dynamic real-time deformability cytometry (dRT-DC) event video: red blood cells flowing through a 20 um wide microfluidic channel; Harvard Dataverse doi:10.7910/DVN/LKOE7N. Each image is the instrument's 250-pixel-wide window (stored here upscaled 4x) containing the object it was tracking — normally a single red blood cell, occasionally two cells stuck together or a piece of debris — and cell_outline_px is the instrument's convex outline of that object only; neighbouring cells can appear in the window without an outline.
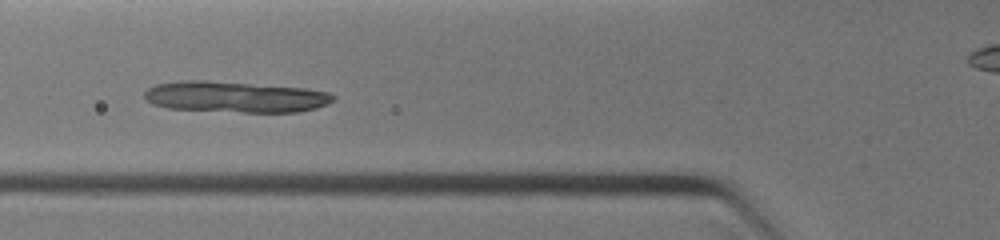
{"species": "common noctule bat (a hibernating species)", "species_latin": "Nyctalus noctula", "temperature_condition": "warm", "stored_images_in_passage": 18, "segment_of_instrument_passage": [1, 2], "camera_frame_rate_fps": 3000, "um_per_image_px": 0.085, "animal": {"sex": "female", "body_mass_g": 19.0, "forearm_length_mm": 51.5}, "frame": {"image": 1, "passage_image": 13, "time_ms": 4.0, "image_size_px": [1000, 240], "cell_outline_px": [[336, 96], [328, 104], [316, 108], [296, 112], [244, 112], [168, 108], [152, 104], [144, 100], [144, 92], [148, 88], [156, 84], [180, 80], [208, 80], [308, 88], [328, 92]], "centroid_in_image_um": [19.98, 8.22], "position_along_channel_um": 105.8, "area_um2": 34.39}}
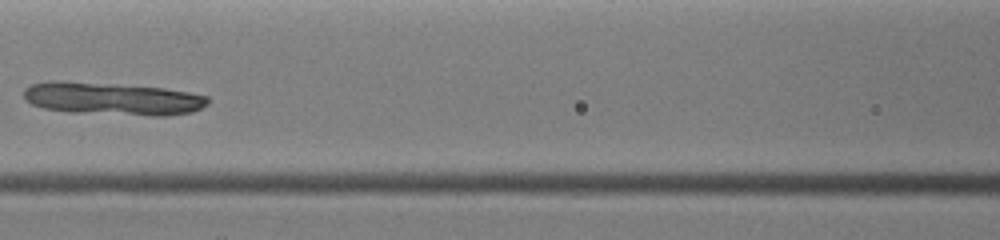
{"frame": {"image": 2, "passage_image": 16, "time_ms": 5.0, "image_size_px": [1000, 240], "cell_outline_px": [[208, 104], [192, 112], [164, 116], [152, 116], [68, 112], [44, 108], [32, 104], [24, 100], [24, 88], [32, 84], [48, 80], [60, 80], [164, 88], [188, 92], [208, 96]], "centroid_in_image_um": [9.52, 8.39], "position_along_channel_um": 157.1, "area_um2": 35.26}}